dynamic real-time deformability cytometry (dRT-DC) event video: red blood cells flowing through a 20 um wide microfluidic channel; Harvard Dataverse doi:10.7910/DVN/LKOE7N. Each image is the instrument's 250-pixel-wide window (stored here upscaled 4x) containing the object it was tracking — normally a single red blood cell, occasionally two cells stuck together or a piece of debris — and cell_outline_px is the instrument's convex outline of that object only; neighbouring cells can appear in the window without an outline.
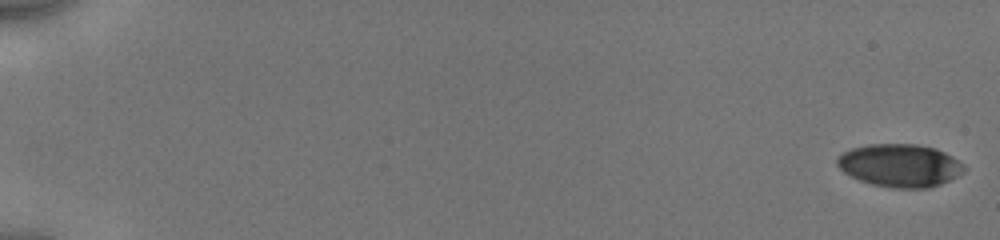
{"species": "human", "species_latin": "Homo sapiens", "temperature_condition": "cold", "stored_images_in_passage": 15, "camera_frame_rate_fps": 3000, "um_per_image_px": 0.085, "donor": {"sex": "male"}, "frame": {"image": 1, "passage_image": 1, "time_ms": 0.0, "image_size_px": [1000, 240], "cell_outline_px": [[968, 168], [964, 172], [940, 184], [928, 188], [892, 188], [872, 184], [860, 180], [844, 172], [836, 164], [836, 156], [852, 148], [868, 144], [916, 144], [936, 148], [952, 156], [964, 164]], "centroid_in_image_um": [76.5, 14.05], "position_along_channel_um": 8.5, "area_um2": 31.79}}
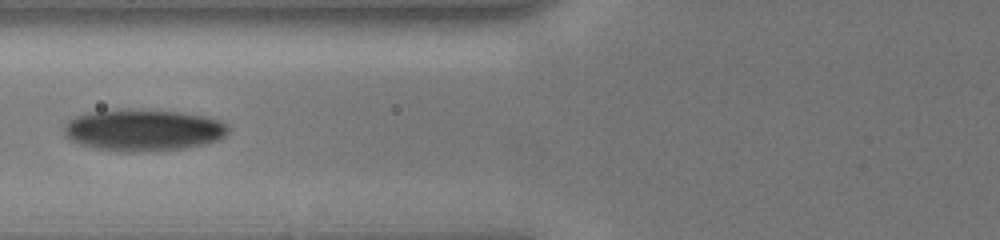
{"frame": {"image": 2, "passage_image": 13, "time_ms": 7.667, "image_size_px": [1000, 240], "cell_outline_px": [[232, 128], [220, 140], [204, 144], [184, 148], [132, 152], [128, 152], [92, 148], [80, 144], [64, 136], [64, 124], [68, 120], [76, 116], [88, 112], [180, 112], [204, 116], [220, 120], [228, 124]], "centroid_in_image_um": [12.22, 11.1], "position_along_channel_um": 113.6, "area_um2": 38.96}}
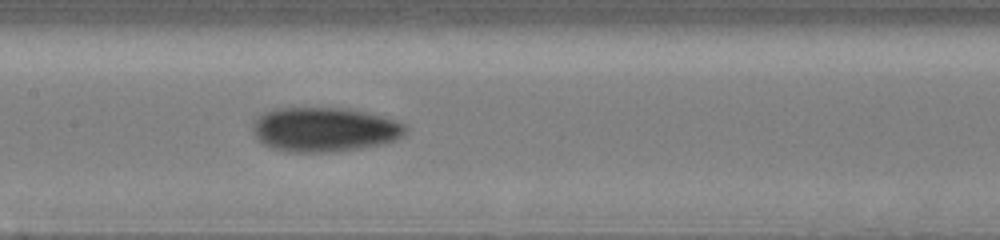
{"frame": {"image": 3, "passage_image": 15, "time_ms": 9.333, "image_size_px": [1000, 240], "cell_outline_px": [[408, 132], [404, 136], [396, 140], [384, 144], [360, 148], [332, 152], [288, 152], [272, 148], [264, 144], [256, 136], [252, 128], [252, 124], [264, 112], [276, 108], [348, 108], [384, 116], [408, 124]], "centroid_in_image_um": [27.66, 11.01], "position_along_channel_um": 179.7, "area_um2": 39.94}}